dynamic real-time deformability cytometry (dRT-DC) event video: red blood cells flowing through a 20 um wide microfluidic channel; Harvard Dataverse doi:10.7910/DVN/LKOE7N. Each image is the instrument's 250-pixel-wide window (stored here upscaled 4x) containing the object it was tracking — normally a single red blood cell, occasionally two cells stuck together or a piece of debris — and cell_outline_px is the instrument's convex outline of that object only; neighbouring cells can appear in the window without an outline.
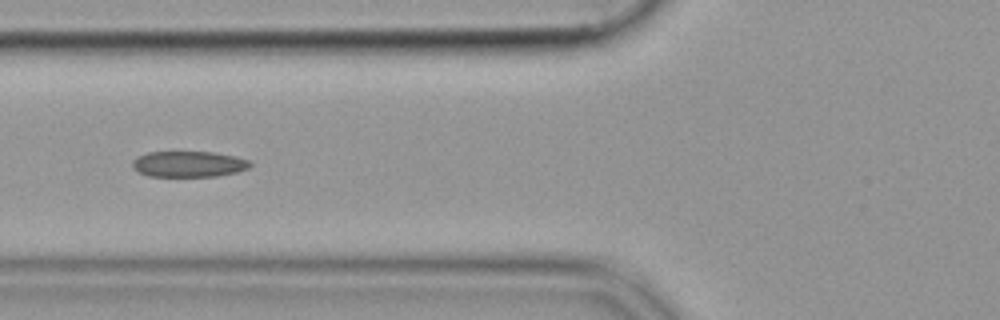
{"species": "common noctule bat (a hibernating species)", "species_latin": "Nyctalus noctula", "temperature_condition": "cold", "stored_images_in_passage": 37, "camera_frame_rate_fps": 3000, "um_per_image_px": 0.085, "animal": {"sex": "female", "body_mass_g": 19.9}, "frame": {"image": 1, "passage_image": 6, "time_ms": 1.667, "image_size_px": [1000, 320], "cell_outline_px": [[252, 164], [248, 168], [236, 172], [216, 176], [148, 176], [132, 168], [132, 160], [136, 156], [148, 152], [212, 152], [236, 156], [248, 160]], "centroid_in_image_um": [16.01, 13.94], "position_along_channel_um": 109.8, "area_um2": 17.74}}
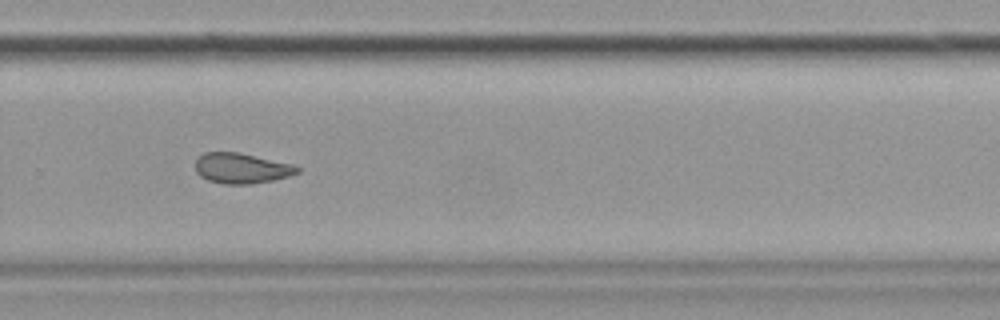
{"frame": {"image": 2, "passage_image": 22, "time_ms": 7.0, "image_size_px": [1000, 320], "cell_outline_px": [[300, 172], [288, 176], [272, 180], [252, 184], [224, 184], [208, 180], [200, 176], [196, 172], [196, 160], [204, 152], [240, 152], [292, 164], [300, 168]], "centroid_in_image_um": [20.52, 14.3], "position_along_channel_um": 309.3, "area_um2": 18.03}}